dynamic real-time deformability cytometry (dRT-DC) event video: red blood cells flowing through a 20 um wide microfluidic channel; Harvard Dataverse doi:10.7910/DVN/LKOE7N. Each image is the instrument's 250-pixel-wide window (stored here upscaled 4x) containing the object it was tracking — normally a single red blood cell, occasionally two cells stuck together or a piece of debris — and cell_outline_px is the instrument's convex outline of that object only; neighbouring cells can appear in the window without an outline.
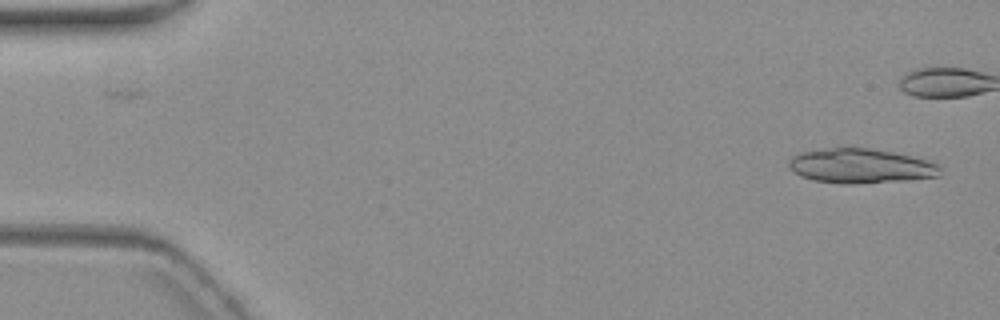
{"species": "common noctule bat (a hibernating species)", "species_latin": "Nyctalus noctula", "temperature_condition": "warm", "stored_images_in_passage": 2, "camera_frame_rate_fps": 3000, "um_per_image_px": 0.085, "animal": {"sex": "female", "body_mass_g": 19.3, "forearm_length_mm": 54.1}, "frame": {"image": 1, "passage_image": 2, "time_ms": 1.333, "image_size_px": [1000, 320], "cell_outline_px": [[940, 176], [908, 180], [852, 184], [844, 184], [812, 180], [800, 176], [792, 172], [788, 168], [788, 160], [792, 156], [800, 152], [832, 148], [868, 148], [892, 152], [936, 160], [940, 168]], "centroid_in_image_um": [73.18, 14.11], "position_along_channel_um": 11.8, "area_um2": 30.92}}